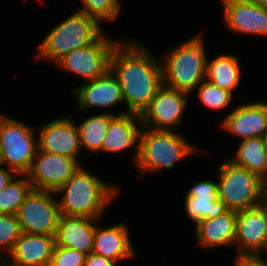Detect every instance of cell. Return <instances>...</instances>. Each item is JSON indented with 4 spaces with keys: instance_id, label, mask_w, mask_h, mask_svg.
Instances as JSON below:
<instances>
[{
    "instance_id": "1",
    "label": "cell",
    "mask_w": 267,
    "mask_h": 266,
    "mask_svg": "<svg viewBox=\"0 0 267 266\" xmlns=\"http://www.w3.org/2000/svg\"><path fill=\"white\" fill-rule=\"evenodd\" d=\"M110 70L119 81L128 113L140 115L163 85L161 62L134 40L116 45Z\"/></svg>"
},
{
    "instance_id": "2",
    "label": "cell",
    "mask_w": 267,
    "mask_h": 266,
    "mask_svg": "<svg viewBox=\"0 0 267 266\" xmlns=\"http://www.w3.org/2000/svg\"><path fill=\"white\" fill-rule=\"evenodd\" d=\"M118 191L116 186L108 185L80 165L55 194H64L62 200L58 201L60 215L99 220Z\"/></svg>"
},
{
    "instance_id": "3",
    "label": "cell",
    "mask_w": 267,
    "mask_h": 266,
    "mask_svg": "<svg viewBox=\"0 0 267 266\" xmlns=\"http://www.w3.org/2000/svg\"><path fill=\"white\" fill-rule=\"evenodd\" d=\"M203 37L196 34L174 46L162 60L163 85L190 94L205 80L207 49Z\"/></svg>"
},
{
    "instance_id": "4",
    "label": "cell",
    "mask_w": 267,
    "mask_h": 266,
    "mask_svg": "<svg viewBox=\"0 0 267 266\" xmlns=\"http://www.w3.org/2000/svg\"><path fill=\"white\" fill-rule=\"evenodd\" d=\"M100 24L95 18L76 10L47 33L36 59H51L57 63L71 51L94 43L103 34Z\"/></svg>"
},
{
    "instance_id": "5",
    "label": "cell",
    "mask_w": 267,
    "mask_h": 266,
    "mask_svg": "<svg viewBox=\"0 0 267 266\" xmlns=\"http://www.w3.org/2000/svg\"><path fill=\"white\" fill-rule=\"evenodd\" d=\"M182 134L142 127L139 135V156L135 167L144 175L171 169L175 163L198 152Z\"/></svg>"
},
{
    "instance_id": "6",
    "label": "cell",
    "mask_w": 267,
    "mask_h": 266,
    "mask_svg": "<svg viewBox=\"0 0 267 266\" xmlns=\"http://www.w3.org/2000/svg\"><path fill=\"white\" fill-rule=\"evenodd\" d=\"M218 193L228 210L241 211L267 200V182L226 159L219 165Z\"/></svg>"
},
{
    "instance_id": "7",
    "label": "cell",
    "mask_w": 267,
    "mask_h": 266,
    "mask_svg": "<svg viewBox=\"0 0 267 266\" xmlns=\"http://www.w3.org/2000/svg\"><path fill=\"white\" fill-rule=\"evenodd\" d=\"M31 126L0 114V155L2 164L17 176L26 175L38 150ZM35 138V139H34Z\"/></svg>"
},
{
    "instance_id": "8",
    "label": "cell",
    "mask_w": 267,
    "mask_h": 266,
    "mask_svg": "<svg viewBox=\"0 0 267 266\" xmlns=\"http://www.w3.org/2000/svg\"><path fill=\"white\" fill-rule=\"evenodd\" d=\"M55 192L32 189L16 213L22 233L55 235L60 211Z\"/></svg>"
},
{
    "instance_id": "9",
    "label": "cell",
    "mask_w": 267,
    "mask_h": 266,
    "mask_svg": "<svg viewBox=\"0 0 267 266\" xmlns=\"http://www.w3.org/2000/svg\"><path fill=\"white\" fill-rule=\"evenodd\" d=\"M109 39L102 34L94 43L65 55L56 65L87 81L101 77L110 69L112 50L120 42Z\"/></svg>"
},
{
    "instance_id": "10",
    "label": "cell",
    "mask_w": 267,
    "mask_h": 266,
    "mask_svg": "<svg viewBox=\"0 0 267 266\" xmlns=\"http://www.w3.org/2000/svg\"><path fill=\"white\" fill-rule=\"evenodd\" d=\"M186 92L162 85L139 115L141 126L153 130L173 131L180 125L187 109Z\"/></svg>"
},
{
    "instance_id": "11",
    "label": "cell",
    "mask_w": 267,
    "mask_h": 266,
    "mask_svg": "<svg viewBox=\"0 0 267 266\" xmlns=\"http://www.w3.org/2000/svg\"><path fill=\"white\" fill-rule=\"evenodd\" d=\"M234 244L237 256L261 257L262 249L267 252V200L237 212Z\"/></svg>"
},
{
    "instance_id": "12",
    "label": "cell",
    "mask_w": 267,
    "mask_h": 266,
    "mask_svg": "<svg viewBox=\"0 0 267 266\" xmlns=\"http://www.w3.org/2000/svg\"><path fill=\"white\" fill-rule=\"evenodd\" d=\"M80 165L81 163L68 156L37 150L26 175L33 189L56 192Z\"/></svg>"
},
{
    "instance_id": "13",
    "label": "cell",
    "mask_w": 267,
    "mask_h": 266,
    "mask_svg": "<svg viewBox=\"0 0 267 266\" xmlns=\"http://www.w3.org/2000/svg\"><path fill=\"white\" fill-rule=\"evenodd\" d=\"M37 139L38 150L50 154L77 160L82 150L78 127L69 116L47 121L41 127Z\"/></svg>"
},
{
    "instance_id": "14",
    "label": "cell",
    "mask_w": 267,
    "mask_h": 266,
    "mask_svg": "<svg viewBox=\"0 0 267 266\" xmlns=\"http://www.w3.org/2000/svg\"><path fill=\"white\" fill-rule=\"evenodd\" d=\"M72 91L81 110L106 108L124 102L121 87L117 77L109 69L103 76L86 81Z\"/></svg>"
},
{
    "instance_id": "15",
    "label": "cell",
    "mask_w": 267,
    "mask_h": 266,
    "mask_svg": "<svg viewBox=\"0 0 267 266\" xmlns=\"http://www.w3.org/2000/svg\"><path fill=\"white\" fill-rule=\"evenodd\" d=\"M56 245L55 235L22 233L3 266H49ZM11 261H10V259Z\"/></svg>"
},
{
    "instance_id": "16",
    "label": "cell",
    "mask_w": 267,
    "mask_h": 266,
    "mask_svg": "<svg viewBox=\"0 0 267 266\" xmlns=\"http://www.w3.org/2000/svg\"><path fill=\"white\" fill-rule=\"evenodd\" d=\"M225 26L241 34L267 36V9L249 0H222Z\"/></svg>"
},
{
    "instance_id": "17",
    "label": "cell",
    "mask_w": 267,
    "mask_h": 266,
    "mask_svg": "<svg viewBox=\"0 0 267 266\" xmlns=\"http://www.w3.org/2000/svg\"><path fill=\"white\" fill-rule=\"evenodd\" d=\"M220 125L228 134L242 140L262 137L267 130V103L255 101L237 105Z\"/></svg>"
},
{
    "instance_id": "18",
    "label": "cell",
    "mask_w": 267,
    "mask_h": 266,
    "mask_svg": "<svg viewBox=\"0 0 267 266\" xmlns=\"http://www.w3.org/2000/svg\"><path fill=\"white\" fill-rule=\"evenodd\" d=\"M184 200V211L195 225L204 219H214L228 210L220 200L218 182L211 180L193 184Z\"/></svg>"
},
{
    "instance_id": "19",
    "label": "cell",
    "mask_w": 267,
    "mask_h": 266,
    "mask_svg": "<svg viewBox=\"0 0 267 266\" xmlns=\"http://www.w3.org/2000/svg\"><path fill=\"white\" fill-rule=\"evenodd\" d=\"M137 123H139V126ZM141 128L139 115L128 113L127 110L125 112H118V115H115L109 123L102 144V151L119 153L120 151L134 147L135 150L133 151L135 155L133 161L135 165L139 156V135Z\"/></svg>"
},
{
    "instance_id": "20",
    "label": "cell",
    "mask_w": 267,
    "mask_h": 266,
    "mask_svg": "<svg viewBox=\"0 0 267 266\" xmlns=\"http://www.w3.org/2000/svg\"><path fill=\"white\" fill-rule=\"evenodd\" d=\"M98 221L85 216L60 215L55 234L56 245L73 248L86 255L92 253Z\"/></svg>"
},
{
    "instance_id": "21",
    "label": "cell",
    "mask_w": 267,
    "mask_h": 266,
    "mask_svg": "<svg viewBox=\"0 0 267 266\" xmlns=\"http://www.w3.org/2000/svg\"><path fill=\"white\" fill-rule=\"evenodd\" d=\"M127 227L119 223L102 228L96 223L92 252L116 263L132 259L136 254Z\"/></svg>"
},
{
    "instance_id": "22",
    "label": "cell",
    "mask_w": 267,
    "mask_h": 266,
    "mask_svg": "<svg viewBox=\"0 0 267 266\" xmlns=\"http://www.w3.org/2000/svg\"><path fill=\"white\" fill-rule=\"evenodd\" d=\"M237 212L227 210L214 219L199 221L195 228L196 238L202 249L223 248L234 245Z\"/></svg>"
},
{
    "instance_id": "23",
    "label": "cell",
    "mask_w": 267,
    "mask_h": 266,
    "mask_svg": "<svg viewBox=\"0 0 267 266\" xmlns=\"http://www.w3.org/2000/svg\"><path fill=\"white\" fill-rule=\"evenodd\" d=\"M205 79L232 93L241 84L239 59L233 54L219 55L212 61L207 58Z\"/></svg>"
},
{
    "instance_id": "24",
    "label": "cell",
    "mask_w": 267,
    "mask_h": 266,
    "mask_svg": "<svg viewBox=\"0 0 267 266\" xmlns=\"http://www.w3.org/2000/svg\"><path fill=\"white\" fill-rule=\"evenodd\" d=\"M228 160L259 175L267 182V150L262 137L242 140L235 155Z\"/></svg>"
},
{
    "instance_id": "25",
    "label": "cell",
    "mask_w": 267,
    "mask_h": 266,
    "mask_svg": "<svg viewBox=\"0 0 267 266\" xmlns=\"http://www.w3.org/2000/svg\"><path fill=\"white\" fill-rule=\"evenodd\" d=\"M118 114L112 112L92 115L77 125L80 134L81 148L99 153L102 152V144L107 133L111 119Z\"/></svg>"
},
{
    "instance_id": "26",
    "label": "cell",
    "mask_w": 267,
    "mask_h": 266,
    "mask_svg": "<svg viewBox=\"0 0 267 266\" xmlns=\"http://www.w3.org/2000/svg\"><path fill=\"white\" fill-rule=\"evenodd\" d=\"M32 189L27 175L18 179L15 176L6 187L0 190V214L16 215L18 208Z\"/></svg>"
},
{
    "instance_id": "27",
    "label": "cell",
    "mask_w": 267,
    "mask_h": 266,
    "mask_svg": "<svg viewBox=\"0 0 267 266\" xmlns=\"http://www.w3.org/2000/svg\"><path fill=\"white\" fill-rule=\"evenodd\" d=\"M21 234L22 231L16 215L0 214V263L13 250L15 242Z\"/></svg>"
},
{
    "instance_id": "28",
    "label": "cell",
    "mask_w": 267,
    "mask_h": 266,
    "mask_svg": "<svg viewBox=\"0 0 267 266\" xmlns=\"http://www.w3.org/2000/svg\"><path fill=\"white\" fill-rule=\"evenodd\" d=\"M83 5L78 10L83 11L99 23L113 21L119 15L122 7L119 0H82Z\"/></svg>"
},
{
    "instance_id": "29",
    "label": "cell",
    "mask_w": 267,
    "mask_h": 266,
    "mask_svg": "<svg viewBox=\"0 0 267 266\" xmlns=\"http://www.w3.org/2000/svg\"><path fill=\"white\" fill-rule=\"evenodd\" d=\"M196 88L199 89L198 95L201 102L208 109L210 108L216 111L224 109L233 99V93L219 88L206 79L203 80Z\"/></svg>"
},
{
    "instance_id": "30",
    "label": "cell",
    "mask_w": 267,
    "mask_h": 266,
    "mask_svg": "<svg viewBox=\"0 0 267 266\" xmlns=\"http://www.w3.org/2000/svg\"><path fill=\"white\" fill-rule=\"evenodd\" d=\"M86 256L73 248L55 245L49 266H83Z\"/></svg>"
},
{
    "instance_id": "31",
    "label": "cell",
    "mask_w": 267,
    "mask_h": 266,
    "mask_svg": "<svg viewBox=\"0 0 267 266\" xmlns=\"http://www.w3.org/2000/svg\"><path fill=\"white\" fill-rule=\"evenodd\" d=\"M116 262L101 255L90 253L86 256L83 266H116Z\"/></svg>"
},
{
    "instance_id": "32",
    "label": "cell",
    "mask_w": 267,
    "mask_h": 266,
    "mask_svg": "<svg viewBox=\"0 0 267 266\" xmlns=\"http://www.w3.org/2000/svg\"><path fill=\"white\" fill-rule=\"evenodd\" d=\"M234 266H267V261L261 257L236 256Z\"/></svg>"
},
{
    "instance_id": "33",
    "label": "cell",
    "mask_w": 267,
    "mask_h": 266,
    "mask_svg": "<svg viewBox=\"0 0 267 266\" xmlns=\"http://www.w3.org/2000/svg\"><path fill=\"white\" fill-rule=\"evenodd\" d=\"M3 164L0 165V190L8 185V183L17 175L13 170L5 168Z\"/></svg>"
},
{
    "instance_id": "34",
    "label": "cell",
    "mask_w": 267,
    "mask_h": 266,
    "mask_svg": "<svg viewBox=\"0 0 267 266\" xmlns=\"http://www.w3.org/2000/svg\"><path fill=\"white\" fill-rule=\"evenodd\" d=\"M267 9V0H249Z\"/></svg>"
},
{
    "instance_id": "35",
    "label": "cell",
    "mask_w": 267,
    "mask_h": 266,
    "mask_svg": "<svg viewBox=\"0 0 267 266\" xmlns=\"http://www.w3.org/2000/svg\"><path fill=\"white\" fill-rule=\"evenodd\" d=\"M263 143L265 145V148L267 150V130L265 131L264 135L262 136Z\"/></svg>"
}]
</instances>
